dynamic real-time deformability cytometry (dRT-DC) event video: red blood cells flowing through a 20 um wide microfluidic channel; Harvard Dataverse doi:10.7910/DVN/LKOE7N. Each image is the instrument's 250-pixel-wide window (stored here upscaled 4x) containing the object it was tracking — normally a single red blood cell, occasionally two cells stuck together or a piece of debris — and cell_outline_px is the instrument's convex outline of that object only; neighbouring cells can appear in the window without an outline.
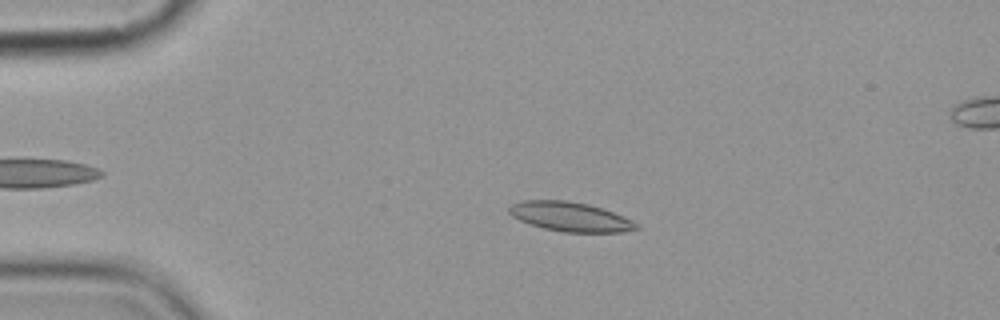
{"species": "common noctule bat (a hibernating species)", "species_latin": "Nyctalus noctula", "temperature_condition": "cold", "stored_images_in_passage": 15, "camera_frame_rate_fps": 3000, "um_per_image_px": 0.085, "animal": {"sex": "female", "body_mass_g": 19.9}, "frame": {"image": 1, "passage_image": 3, "time_ms": 2.333, "image_size_px": [1000, 320], "cell_outline_px": [[640, 228], [624, 232], [564, 232], [544, 228], [520, 220], [512, 216], [508, 212], [508, 208], [512, 204], [524, 200], [568, 200], [588, 204], [612, 212], [632, 220], [640, 224]], "centroid_in_image_um": [48.49, 18.42], "position_along_channel_um": 36.5, "area_um2": 21.68}}
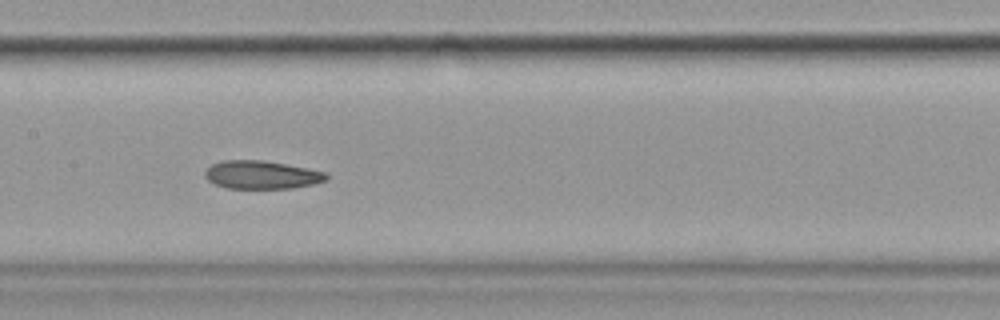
{"frame": {"image": 2, "passage_image": 7, "time_ms": 7.667, "image_size_px": [1000, 320], "cell_outline_px": [[328, 180], [312, 184], [292, 188], [228, 188], [216, 184], [208, 180], [204, 176], [204, 172], [212, 164], [224, 160], [264, 160], [308, 168], [328, 172]], "centroid_in_image_um": [22.27, 14.85], "position_along_channel_um": 185.1, "area_um2": 19.94}}
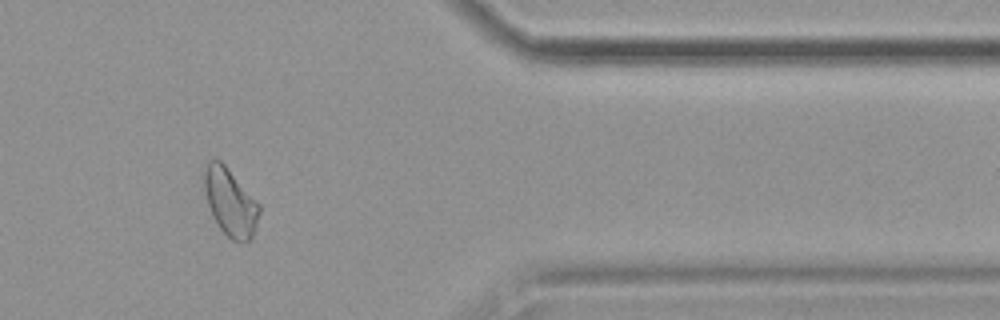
{"frame": {"image": 3, "passage_image": 12, "time_ms": 14.0, "image_size_px": [1000, 320], "cell_outline_px": [[260, 212], [252, 236], [248, 244], [232, 240], [216, 224], [212, 216], [208, 204], [204, 188], [200, 168], [208, 160], [220, 160], [224, 164], [260, 204]], "centroid_in_image_um": [19.53, 17.16], "position_along_channel_um": 391.9, "area_um2": 22.02}, "authors_computed_cell_mechanics": {"area_um2": 21.097, "velocity_mm_per_s": 3.5763, "shape_relaxation_time_tau1_ms": null, "shape_relaxation_time_tau2_ms": 6.5997, "deformation_change_tau1": null, "deformation_change_tau2": 0.1133}}